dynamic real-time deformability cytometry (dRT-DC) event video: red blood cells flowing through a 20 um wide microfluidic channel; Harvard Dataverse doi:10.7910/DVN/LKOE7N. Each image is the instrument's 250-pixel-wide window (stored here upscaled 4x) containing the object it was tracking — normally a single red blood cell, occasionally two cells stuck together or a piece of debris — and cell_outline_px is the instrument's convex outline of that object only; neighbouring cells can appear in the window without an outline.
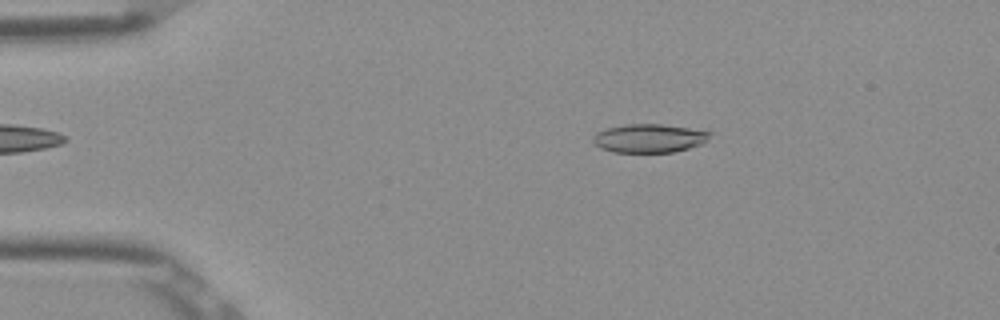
{"species": "Egyptian fruit bat (a non-hibernating species)", "species_latin": "Rousettus aegyptiacus", "temperature_condition": "room temperature", "stored_images_in_passage": 51, "camera_frame_rate_fps": 3000, "um_per_image_px": 0.085, "frame": {"image": 1, "passage_image": 9, "time_ms": 2.667, "image_size_px": [1000, 320], "cell_outline_px": [[712, 132], [704, 144], [672, 152], [612, 152], [600, 148], [592, 140], [592, 136], [596, 132], [608, 128], [628, 124], [660, 124], [688, 128]], "centroid_in_image_um": [55.17, 11.76], "position_along_channel_um": 29.8, "area_um2": 19.36}}
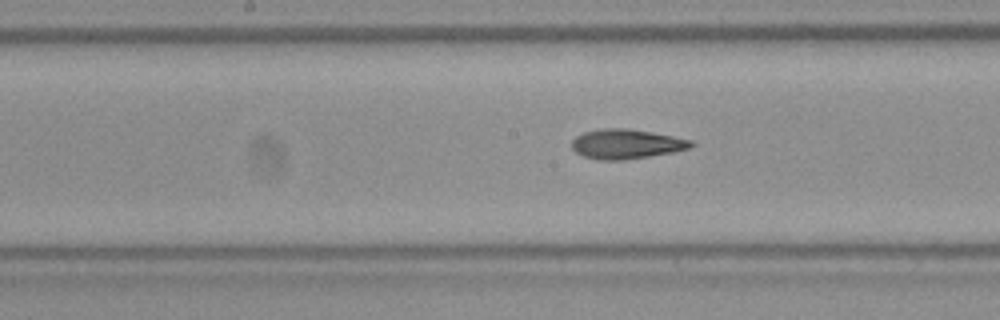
{"frame": {"image": 2, "passage_image": 26, "time_ms": 8.333, "image_size_px": [1000, 320], "cell_outline_px": [[696, 144], [688, 148], [672, 152], [624, 160], [600, 160], [584, 156], [576, 152], [572, 148], [572, 140], [576, 136], [584, 132], [600, 128], [628, 128], [652, 132], [692, 140]], "centroid_in_image_um": [53.22, 12.23], "position_along_channel_um": 195.0, "area_um2": 20.52}}
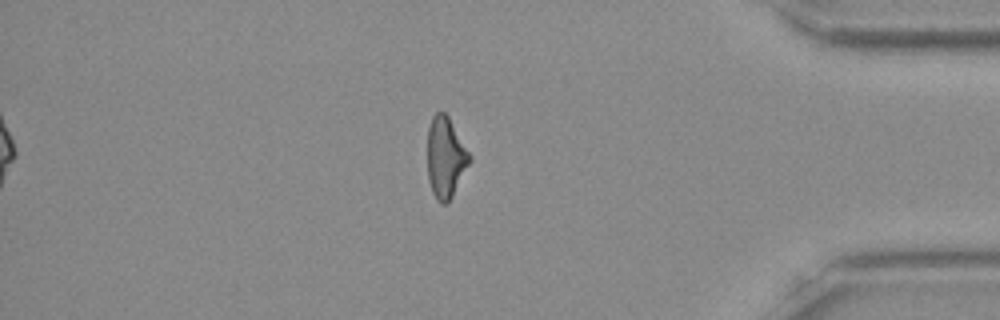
{"frame": {"image": 3, "passage_image": 44, "time_ms": 14.333, "image_size_px": [1000, 320], "cell_outline_px": [[472, 160], [452, 196], [444, 204], [440, 204], [436, 200], [432, 192], [428, 180], [428, 128], [432, 116], [436, 112], [444, 112], [448, 116], [472, 156]], "centroid_in_image_um": [37.88, 13.38], "position_along_channel_um": 397.3, "area_um2": 19.88}, "authors_computed_cell_mechanics": {"area_um2": 20.3456, "velocity_mm_per_s": 3.9055, "shape_relaxation_time_tau1_ms": null, "shape_relaxation_time_tau2_ms": 3.0442, "deformation_change_tau1": null, "deformation_change_tau2": 0.1275}}